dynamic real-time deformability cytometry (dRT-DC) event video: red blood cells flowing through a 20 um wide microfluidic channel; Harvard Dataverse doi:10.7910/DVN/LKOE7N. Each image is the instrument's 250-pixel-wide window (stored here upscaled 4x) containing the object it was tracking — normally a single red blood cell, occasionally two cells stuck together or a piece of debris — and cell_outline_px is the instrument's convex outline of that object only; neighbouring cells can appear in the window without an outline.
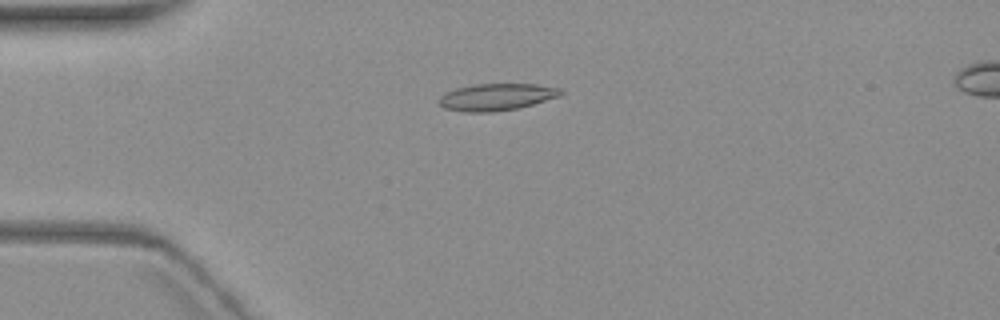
{"species": "common noctule bat (a hibernating species)", "species_latin": "Nyctalus noctula", "temperature_condition": "warm", "stored_images_in_passage": 4, "camera_frame_rate_fps": 3000, "um_per_image_px": 0.085, "animal": {"sex": "female", "body_mass_g": 19.3, "forearm_length_mm": 54.1}, "frame": {"image": 1, "passage_image": 2, "time_ms": 1.333, "image_size_px": [1000, 320], "cell_outline_px": [[564, 92], [560, 96], [520, 108], [492, 112], [464, 112], [444, 108], [436, 100], [444, 92], [456, 88], [476, 84], [536, 84], [560, 88]], "centroid_in_image_um": [42.19, 8.25], "position_along_channel_um": 42.8, "area_um2": 19.31}}